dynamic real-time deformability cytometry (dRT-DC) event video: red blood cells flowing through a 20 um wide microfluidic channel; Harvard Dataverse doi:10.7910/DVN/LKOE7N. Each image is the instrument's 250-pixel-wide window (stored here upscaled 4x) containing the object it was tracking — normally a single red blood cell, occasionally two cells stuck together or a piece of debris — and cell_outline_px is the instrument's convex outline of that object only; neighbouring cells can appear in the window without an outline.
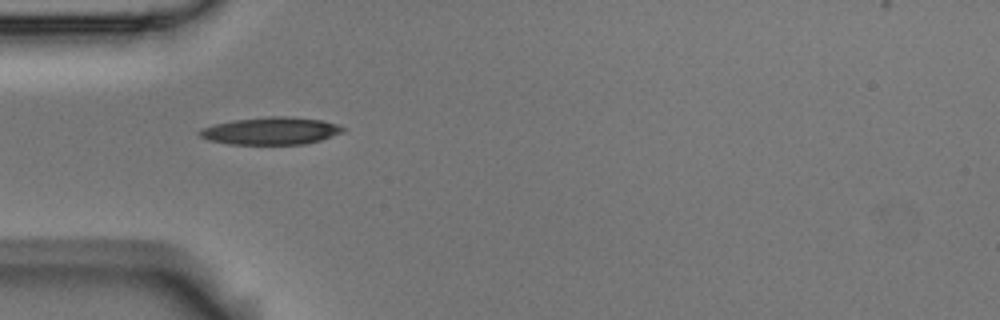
{"species": "Egyptian fruit bat (a non-hibernating species)", "species_latin": "Rousettus aegyptiacus", "temperature_condition": "room temperature", "stored_images_in_passage": 11, "camera_frame_rate_fps": 3000, "um_per_image_px": 0.085, "animal": {"sex": "male"}, "frame": {"image": 1, "passage_image": 1, "time_ms": 0.0, "image_size_px": [1000, 320], "cell_outline_px": [[344, 132], [320, 140], [304, 144], [232, 144], [208, 140], [200, 136], [196, 132], [200, 128], [212, 124], [232, 120], [268, 116], [288, 116], [324, 120], [336, 124], [344, 128]], "centroid_in_image_um": [22.99, 11.11], "position_along_channel_um": 62.0, "area_um2": 23.06}}
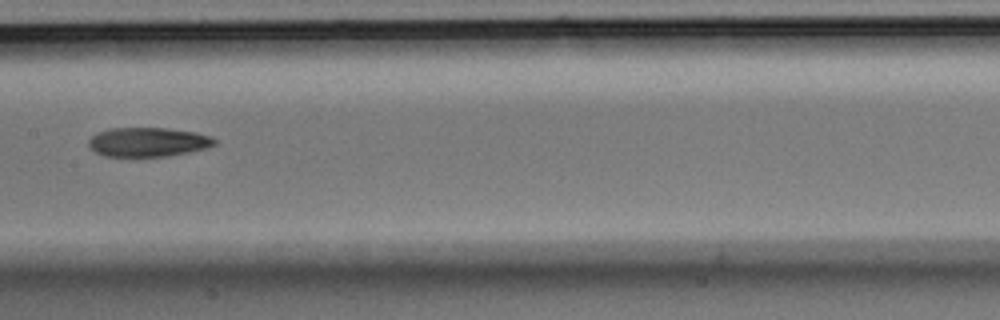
{"frame": {"image": 2, "passage_image": 4, "time_ms": 1.0, "image_size_px": [1000, 320], "cell_outline_px": [[216, 144], [208, 148], [168, 156], [104, 156], [96, 152], [88, 144], [88, 140], [92, 136], [108, 128], [168, 128], [196, 132], [212, 136], [216, 140]], "centroid_in_image_um": [12.62, 12.07], "position_along_channel_um": 194.8, "area_um2": 21.44}}
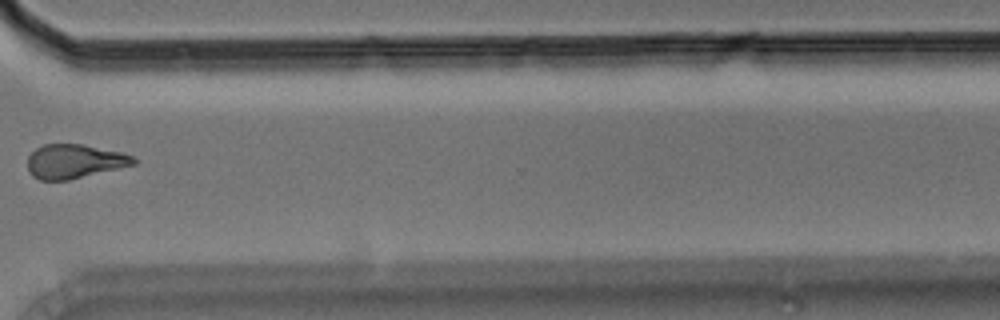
{"frame": {"image": 3, "passage_image": 8, "time_ms": 2.333, "image_size_px": [1000, 320], "cell_outline_px": [[136, 164], [120, 168], [68, 180], [40, 180], [32, 176], [28, 172], [28, 156], [36, 148], [44, 144], [80, 144], [124, 152], [132, 156], [136, 160]], "centroid_in_image_um": [6.32, 13.71], "position_along_channel_um": 364.3, "area_um2": 21.1}}